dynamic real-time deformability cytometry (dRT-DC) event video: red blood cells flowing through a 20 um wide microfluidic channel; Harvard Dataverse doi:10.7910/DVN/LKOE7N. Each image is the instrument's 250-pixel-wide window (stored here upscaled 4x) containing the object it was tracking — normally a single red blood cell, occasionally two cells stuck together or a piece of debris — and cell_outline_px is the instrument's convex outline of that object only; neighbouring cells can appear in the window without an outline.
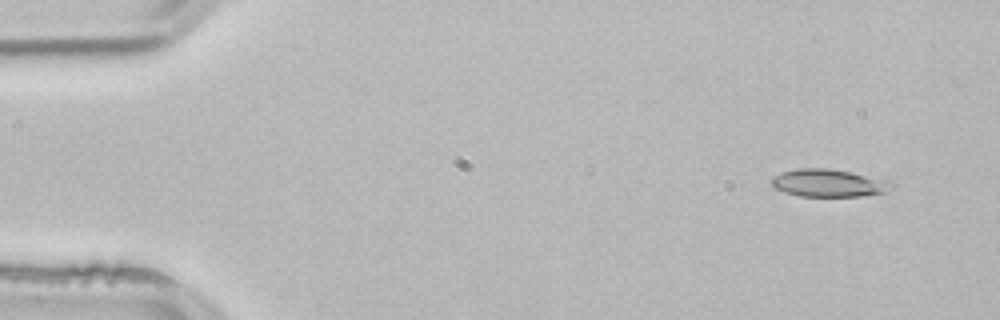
{"species": "common noctule bat (a hibernating species)", "species_latin": "Nyctalus noctula", "temperature_condition": "room temperature", "stored_images_in_passage": 3, "camera_frame_rate_fps": 3000, "um_per_image_px": 0.085, "animal": {"sex": "male", "body_mass_g": 21.5, "forearm_length_mm": 52.0}, "frame": {"image": 1, "passage_image": 1, "time_ms": 0.0, "image_size_px": [1000, 320], "cell_outline_px": [[896, 184], [892, 188], [884, 192], [860, 196], [800, 196], [784, 192], [776, 188], [768, 180], [772, 176], [780, 172], [796, 168], [828, 168], [892, 180]], "centroid_in_image_um": [70.43, 15.54], "position_along_channel_um": 14.6, "area_um2": 19.59}}
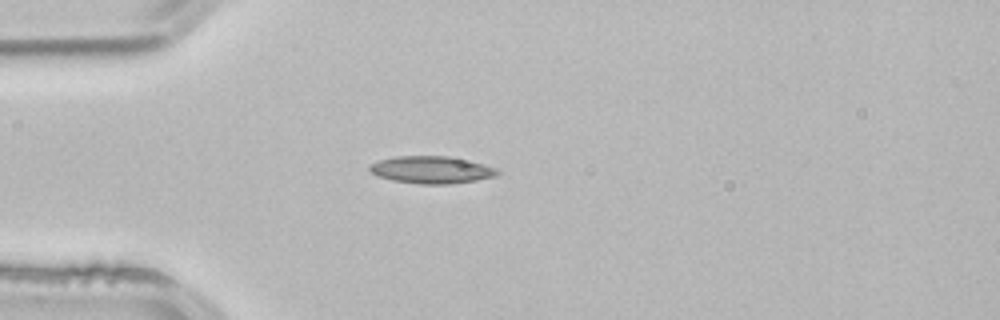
{"frame": {"image": 2, "passage_image": 3, "time_ms": 0.667, "image_size_px": [1000, 320], "cell_outline_px": [[500, 172], [496, 176], [476, 180], [452, 184], [420, 184], [392, 180], [376, 176], [368, 168], [368, 164], [380, 160], [396, 156], [448, 156], [496, 168]], "centroid_in_image_um": [36.62, 14.44], "position_along_channel_um": 48.4, "area_um2": 20.17}}